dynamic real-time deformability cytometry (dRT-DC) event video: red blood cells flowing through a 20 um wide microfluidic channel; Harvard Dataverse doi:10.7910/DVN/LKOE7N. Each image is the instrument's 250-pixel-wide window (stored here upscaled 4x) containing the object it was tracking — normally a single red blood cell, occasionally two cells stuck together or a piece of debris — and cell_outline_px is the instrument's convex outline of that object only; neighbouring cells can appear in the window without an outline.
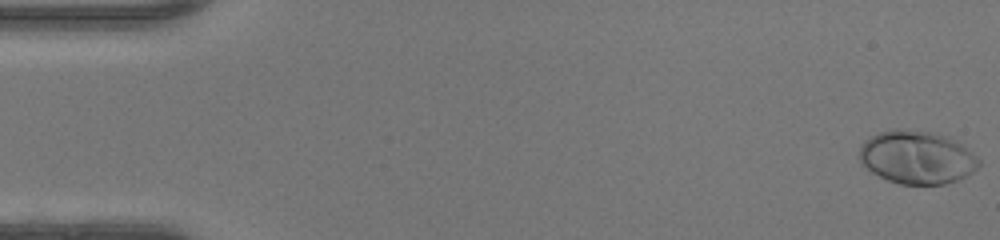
{"species": "human", "species_latin": "Homo sapiens", "temperature_condition": "warm", "stored_images_in_passage": 49, "camera_frame_rate_fps": 3000, "um_per_image_px": 0.085, "donor": {"sex": "female"}, "frame": {"image": 1, "passage_image": 1, "time_ms": 0.0, "image_size_px": [1000, 240], "cell_outline_px": [[980, 164], [972, 172], [956, 180], [944, 184], [900, 184], [888, 180], [872, 172], [860, 164], [860, 144], [864, 140], [880, 132], [896, 128], [900, 128], [932, 132], [952, 136], [972, 152], [980, 160]], "centroid_in_image_um": [77.93, 13.35], "position_along_channel_um": 7.1, "area_um2": 37.22}}
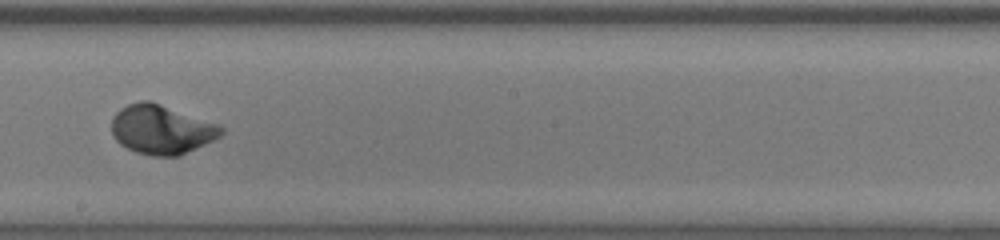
{"frame": {"image": 2, "passage_image": 28, "time_ms": 9.0, "image_size_px": [1000, 240], "cell_outline_px": [[224, 132], [220, 136], [180, 156], [152, 156], [136, 152], [120, 144], [112, 136], [112, 116], [120, 108], [128, 104], [140, 100], [148, 100], [220, 124], [224, 128]], "centroid_in_image_um": [13.71, 11.0], "position_along_channel_um": 234.5, "area_um2": 31.5}}
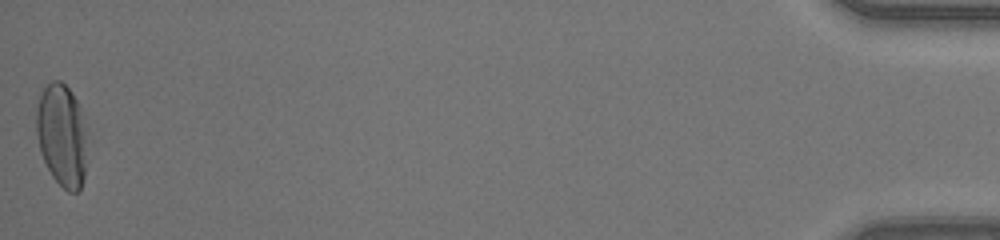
{"frame": {"image": 3, "passage_image": 49, "time_ms": 16.0, "image_size_px": [1000, 240], "cell_outline_px": [[84, 176], [80, 188], [76, 192], [68, 192], [52, 176], [40, 152], [36, 132], [36, 108], [40, 92], [52, 80], [60, 80], [72, 92], [80, 108], [84, 132]], "centroid_in_image_um": [5.2, 11.46], "position_along_channel_um": 430.0, "area_um2": 29.77}, "authors_computed_cell_mechanics": {"area_um2": 30.9808, "velocity_mm_per_s": 4.2619, "shape_relaxation_time_tau1_ms": 2.5982, "shape_relaxation_time_tau2_ms": null, "deformation_change_tau1": 0.1805, "deformation_change_tau2": null}}